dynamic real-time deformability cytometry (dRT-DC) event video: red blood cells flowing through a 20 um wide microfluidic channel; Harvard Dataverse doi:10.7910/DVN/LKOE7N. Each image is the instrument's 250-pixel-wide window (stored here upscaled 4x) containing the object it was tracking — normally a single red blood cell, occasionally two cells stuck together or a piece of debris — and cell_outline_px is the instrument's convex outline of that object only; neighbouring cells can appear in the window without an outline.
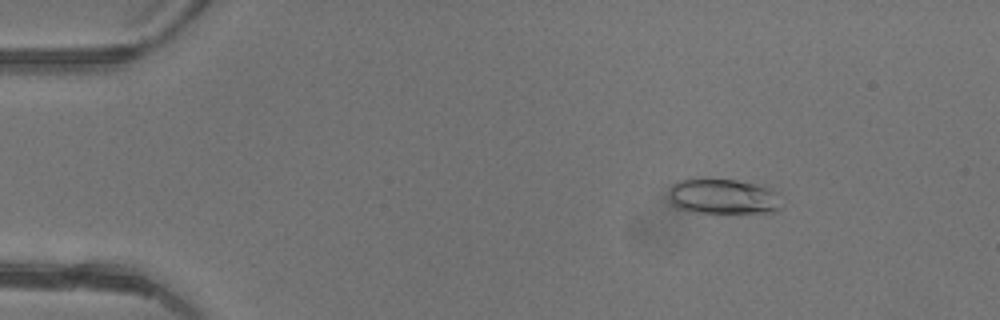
{"species": "common noctule bat (a hibernating species)", "species_latin": "Nyctalus noctula", "temperature_condition": "warm", "stored_images_in_passage": 43, "camera_frame_rate_fps": 3000, "um_per_image_px": 0.085, "animal": {"sex": "female"}, "frame": {"image": 1, "passage_image": 3, "time_ms": 0.667, "image_size_px": [1000, 320], "cell_outline_px": [[784, 208], [768, 216], [700, 212], [676, 208], [672, 204], [668, 196], [672, 184], [688, 176], [708, 176], [736, 180], [756, 184], [768, 188], [776, 192]], "centroid_in_image_um": [61.52, 16.71], "position_along_channel_um": 23.5, "area_um2": 25.09}}
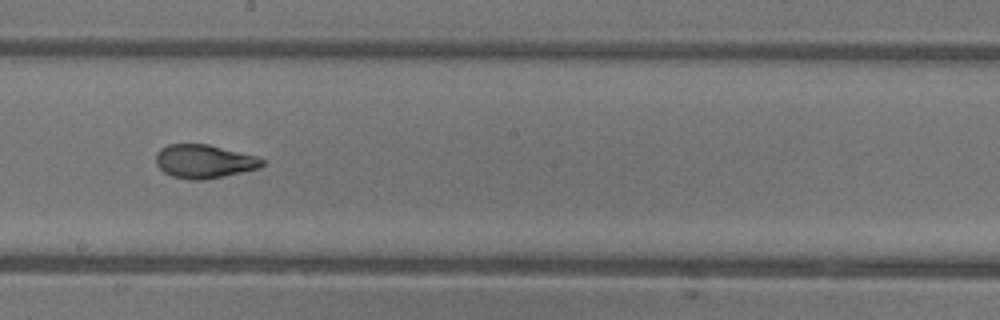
{"frame": {"image": 2, "passage_image": 23, "time_ms": 7.333, "image_size_px": [1000, 320], "cell_outline_px": [[264, 164], [260, 168], [224, 176], [204, 180], [188, 180], [172, 176], [164, 172], [156, 164], [156, 152], [160, 148], [168, 144], [208, 144], [256, 156], [264, 160]], "centroid_in_image_um": [17.33, 13.72], "position_along_channel_um": 230.9, "area_um2": 20.87}}
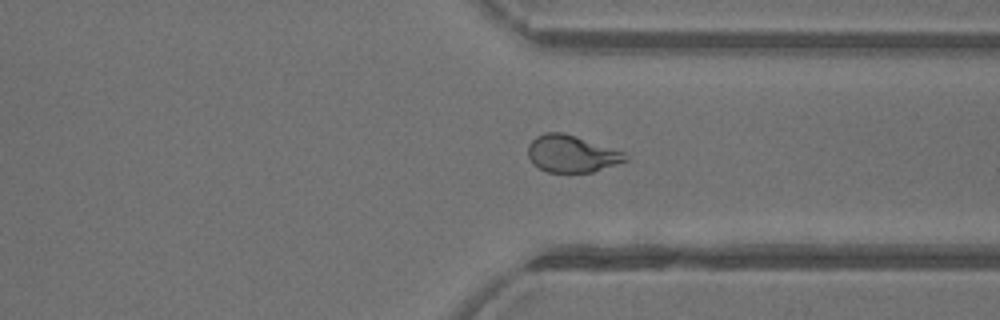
{"frame": {"image": 3, "passage_image": 32, "time_ms": 10.333, "image_size_px": [1000, 320], "cell_outline_px": [[628, 160], [592, 172], [548, 172], [532, 164], [528, 156], [528, 144], [536, 136], [544, 132], [564, 132], [624, 152], [628, 156]], "centroid_in_image_um": [48.56, 13.06], "position_along_channel_um": 362.8, "area_um2": 20.98}, "authors_computed_cell_mechanics": {"area_um2": 21.1548, "velocity_mm_per_s": 4.4018, "shape_relaxation_time_tau1_ms": 4.4628, "shape_relaxation_time_tau2_ms": 0.8325, "deformation_change_tau1": 0.1681, "deformation_change_tau2": 0.0624}}